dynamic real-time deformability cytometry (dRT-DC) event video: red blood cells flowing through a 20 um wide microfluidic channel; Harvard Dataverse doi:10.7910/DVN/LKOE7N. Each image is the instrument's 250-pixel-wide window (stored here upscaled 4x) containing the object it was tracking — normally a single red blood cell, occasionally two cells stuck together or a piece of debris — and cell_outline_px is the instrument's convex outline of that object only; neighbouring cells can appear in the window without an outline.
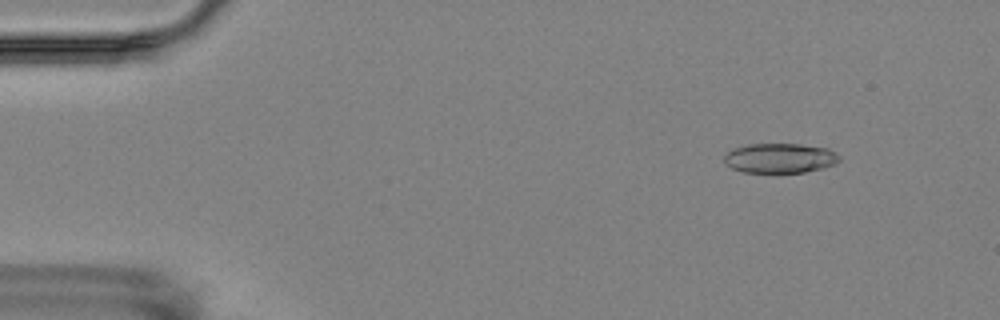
{"species": "Egyptian fruit bat (a non-hibernating species)", "species_latin": "Rousettus aegyptiacus", "temperature_condition": "room temperature", "stored_images_in_passage": 6, "camera_frame_rate_fps": 3000, "um_per_image_px": 0.085, "animal": {"sex": "female"}, "frame": {"image": 1, "passage_image": 2, "time_ms": 1.0, "image_size_px": [1000, 320], "cell_outline_px": [[840, 160], [836, 164], [804, 172], [776, 176], [744, 172], [732, 168], [724, 164], [724, 156], [728, 152], [736, 148], [748, 144], [800, 144], [828, 148], [836, 152], [840, 156]], "centroid_in_image_um": [66.29, 13.49], "position_along_channel_um": 18.7, "area_um2": 20.75}}
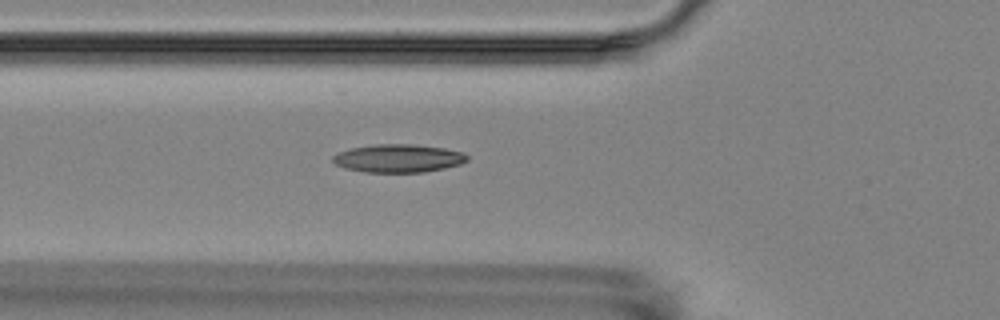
{"frame": {"image": 2, "passage_image": 6, "time_ms": 5.667, "image_size_px": [1000, 320], "cell_outline_px": [[468, 160], [460, 164], [444, 168], [424, 172], [364, 172], [344, 168], [336, 164], [332, 160], [332, 156], [340, 152], [352, 148], [376, 144], [412, 144], [444, 148], [464, 152], [468, 156]], "centroid_in_image_um": [33.87, 13.46], "position_along_channel_um": 91.9, "area_um2": 21.96}}